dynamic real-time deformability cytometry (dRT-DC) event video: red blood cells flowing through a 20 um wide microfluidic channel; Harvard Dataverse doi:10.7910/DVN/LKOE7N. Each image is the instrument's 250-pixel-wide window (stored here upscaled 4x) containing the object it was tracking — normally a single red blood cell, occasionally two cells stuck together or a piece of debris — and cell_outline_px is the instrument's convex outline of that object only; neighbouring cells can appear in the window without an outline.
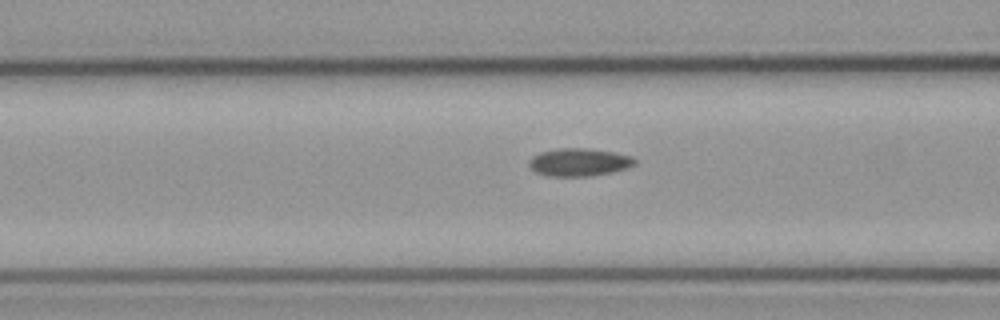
{"species": "common noctule bat (a hibernating species)", "species_latin": "Nyctalus noctula", "temperature_condition": "cold", "stored_images_in_passage": 36, "camera_frame_rate_fps": 3000, "um_per_image_px": 0.085, "animal": {"sex": "male", "body_mass_g": 23.1, "forearm_length_mm": 52.7}, "frame": {"image": 1, "passage_image": 15, "time_ms": 4.667, "image_size_px": [1000, 320], "cell_outline_px": [[636, 164], [628, 168], [612, 172], [588, 176], [548, 176], [536, 172], [528, 164], [528, 160], [532, 156], [540, 152], [556, 148], [588, 148], [612, 152], [632, 156], [636, 160]], "centroid_in_image_um": [49.22, 13.78], "position_along_channel_um": 117.4, "area_um2": 17.22}}
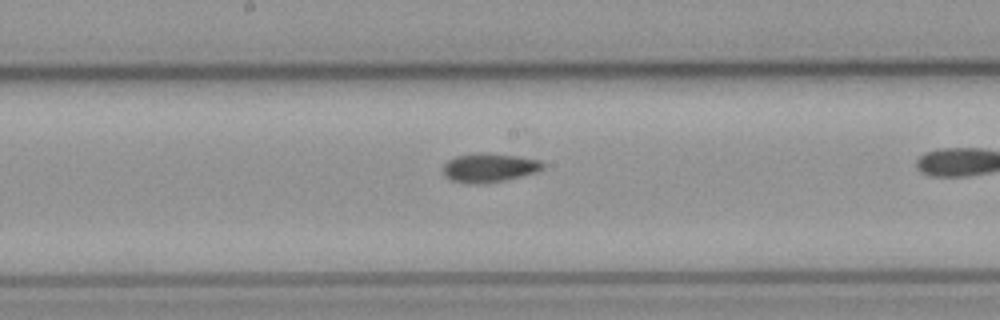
{"frame": {"image": 2, "passage_image": 22, "time_ms": 7.0, "image_size_px": [1000, 320], "cell_outline_px": [[544, 168], [536, 172], [504, 180], [480, 184], [468, 184], [452, 180], [444, 176], [444, 164], [448, 160], [456, 156], [476, 152], [488, 152], [516, 156], [540, 160], [544, 164]], "centroid_in_image_um": [41.56, 14.24], "position_along_channel_um": 206.6, "area_um2": 16.88}}
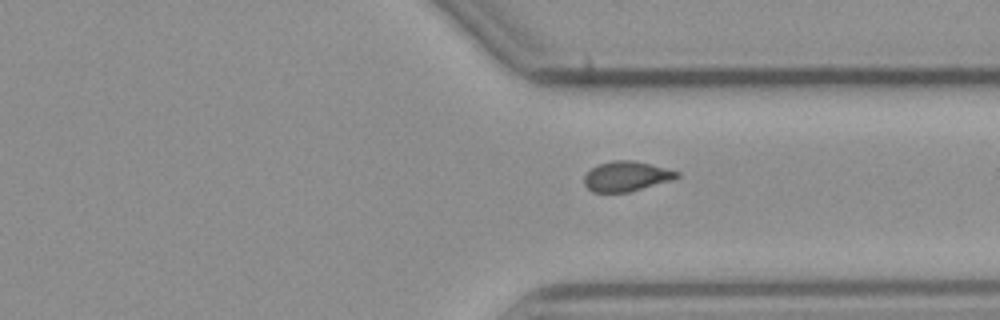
{"frame": {"image": 3, "passage_image": 34, "time_ms": 11.0, "image_size_px": [1000, 320], "cell_outline_px": [[680, 176], [672, 180], [628, 192], [592, 192], [584, 184], [584, 176], [596, 164], [612, 160], [636, 160], [680, 172]], "centroid_in_image_um": [53.24, 14.97], "position_along_channel_um": 358.2, "area_um2": 16.24}}